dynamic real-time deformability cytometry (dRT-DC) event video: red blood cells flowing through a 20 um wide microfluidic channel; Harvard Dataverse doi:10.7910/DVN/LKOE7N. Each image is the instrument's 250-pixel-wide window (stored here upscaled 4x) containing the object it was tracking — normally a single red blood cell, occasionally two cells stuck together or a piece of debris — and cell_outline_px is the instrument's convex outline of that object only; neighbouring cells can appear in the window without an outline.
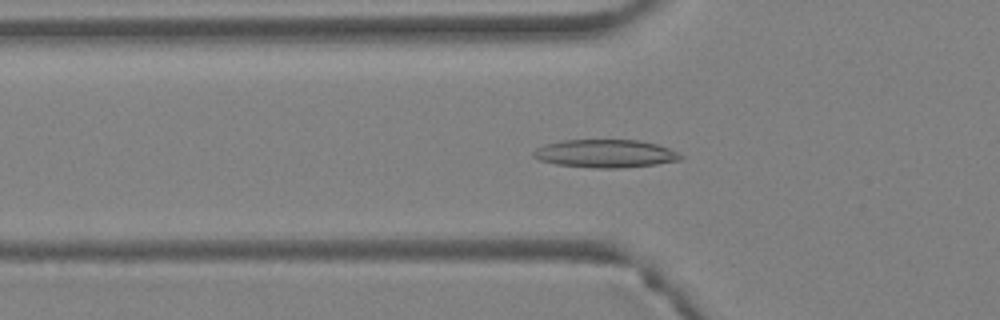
{"species": "Egyptian fruit bat (a non-hibernating species)", "species_latin": "Rousettus aegyptiacus", "temperature_condition": "warm", "stored_images_in_passage": 43, "camera_frame_rate_fps": 3000, "um_per_image_px": 0.085, "animal": {"sex": "female"}, "frame": {"image": 1, "passage_image": 15, "time_ms": 4.667, "image_size_px": [1000, 320], "cell_outline_px": [[684, 156], [680, 160], [656, 164], [620, 168], [592, 168], [556, 164], [540, 160], [532, 156], [532, 152], [536, 148], [548, 144], [564, 140], [640, 140], [656, 144], [668, 148]], "centroid_in_image_um": [51.45, 13.06], "position_along_channel_um": 74.3, "area_um2": 23.93}}
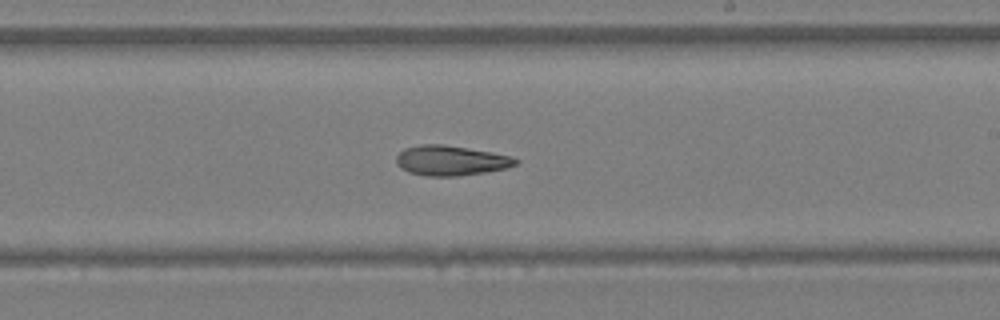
{"frame": {"image": 2, "passage_image": 26, "time_ms": 8.333, "image_size_px": [1000, 320], "cell_outline_px": [[520, 160], [516, 164], [504, 168], [484, 172], [456, 176], [428, 176], [408, 172], [400, 168], [396, 164], [396, 156], [404, 148], [420, 144], [440, 144], [492, 152], [508, 156]], "centroid_in_image_um": [38.25, 13.64], "position_along_channel_um": 250.7, "area_um2": 20.63}}
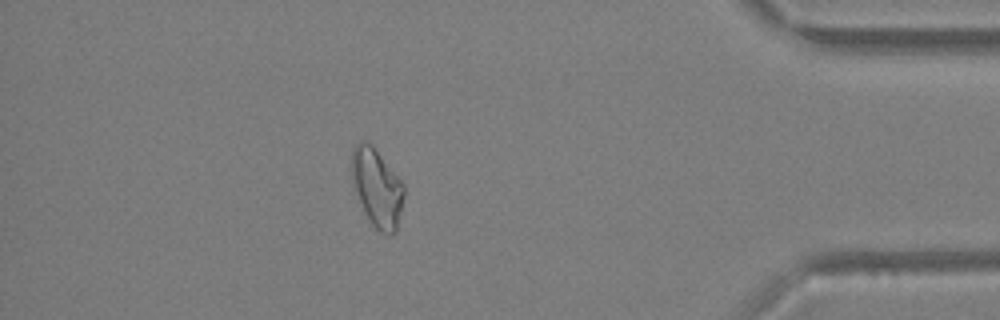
{"frame": {"image": 3, "passage_image": 38, "time_ms": 12.333, "image_size_px": [1000, 320], "cell_outline_px": [[404, 196], [396, 232], [380, 232], [372, 224], [352, 184], [352, 148], [360, 140], [364, 140], [372, 144], [404, 184]], "centroid_in_image_um": [32.05, 15.89], "position_along_channel_um": 403.2, "area_um2": 23.35}, "authors_computed_cell_mechanics": {"area_um2": 23.0622, "velocity_mm_per_s": 4.8188, "shape_relaxation_time_tau1_ms": null, "shape_relaxation_time_tau2_ms": 9.0309, "deformation_change_tau1": null, "deformation_change_tau2": 0.226}}